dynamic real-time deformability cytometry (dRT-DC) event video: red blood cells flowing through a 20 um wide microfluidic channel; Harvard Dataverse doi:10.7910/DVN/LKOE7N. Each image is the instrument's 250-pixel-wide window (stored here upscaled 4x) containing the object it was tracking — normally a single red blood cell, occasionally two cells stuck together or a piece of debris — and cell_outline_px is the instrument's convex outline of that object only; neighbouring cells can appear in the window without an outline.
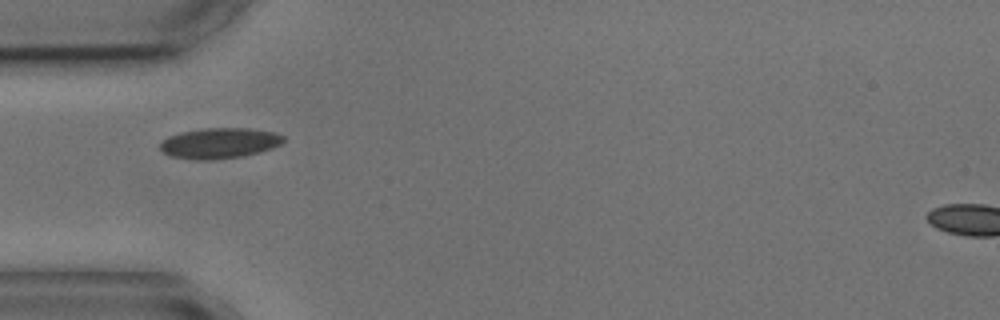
{"species": "common noctule bat (a hibernating species)", "species_latin": "Nyctalus noctula", "temperature_condition": "cold", "stored_images_in_passage": 2, "camera_frame_rate_fps": 3000, "um_per_image_px": 0.085, "animal": {"sex": "male", "body_mass_g": 17.9, "forearm_length_mm": 54.2}, "frame": {"image": 1, "passage_image": 1, "time_ms": 0.0, "image_size_px": [1000, 320], "cell_outline_px": [[284, 140], [280, 144], [272, 148], [260, 152], [240, 156], [208, 160], [200, 160], [172, 156], [164, 152], [160, 148], [160, 140], [168, 136], [180, 132], [204, 128], [248, 128], [276, 132], [284, 136]], "centroid_in_image_um": [18.65, 12.15], "position_along_channel_um": 66.4, "area_um2": 21.91}}